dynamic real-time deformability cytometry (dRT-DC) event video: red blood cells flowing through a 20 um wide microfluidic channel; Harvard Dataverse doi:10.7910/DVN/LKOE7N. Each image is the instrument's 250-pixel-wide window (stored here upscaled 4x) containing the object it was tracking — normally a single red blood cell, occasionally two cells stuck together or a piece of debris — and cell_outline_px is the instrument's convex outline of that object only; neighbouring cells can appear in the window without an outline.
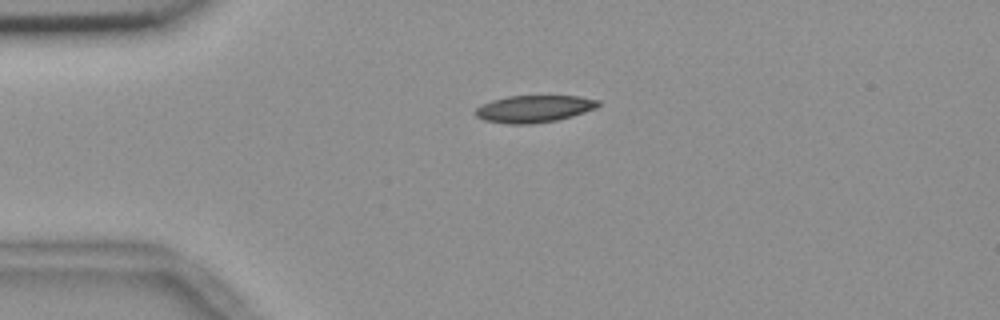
{"species": "common noctule bat (a hibernating species)", "species_latin": "Nyctalus noctula", "temperature_condition": "room temperature", "stored_images_in_passage": 43, "camera_frame_rate_fps": 3000, "um_per_image_px": 0.085, "animal": {"sex": "female", "body_mass_g": 18.4}, "frame": {"image": 1, "passage_image": 1, "time_ms": 0.0, "image_size_px": [1000, 320], "cell_outline_px": [[600, 104], [596, 108], [572, 116], [556, 120], [532, 124], [508, 124], [484, 120], [476, 116], [476, 108], [492, 100], [508, 96], [580, 96], [600, 100]], "centroid_in_image_um": [45.42, 9.25], "position_along_channel_um": 39.6, "area_um2": 19.31}}
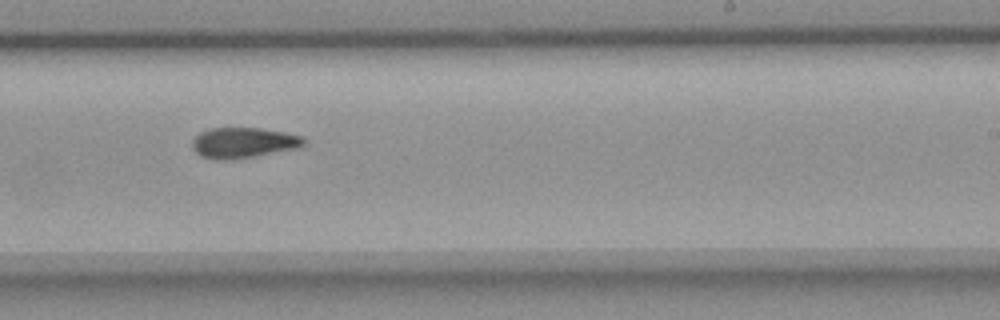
{"frame": {"image": 2, "passage_image": 22, "time_ms": 7.0, "image_size_px": [1000, 320], "cell_outline_px": [[304, 144], [296, 148], [252, 156], [224, 160], [216, 160], [200, 156], [192, 148], [192, 140], [200, 132], [208, 128], [260, 128], [284, 132], [304, 136]], "centroid_in_image_um": [20.64, 12.12], "position_along_channel_um": 268.4, "area_um2": 19.65}}
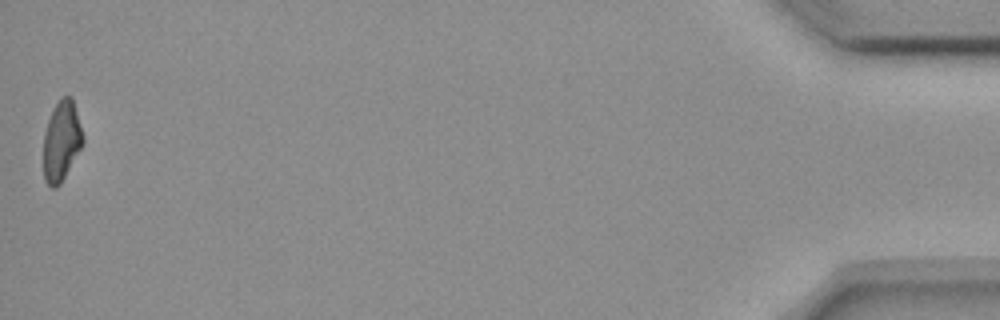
{"frame": {"image": 3, "passage_image": 43, "time_ms": 14.0, "image_size_px": [1000, 320], "cell_outline_px": [[84, 144], [60, 184], [56, 188], [52, 188], [44, 180], [44, 132], [48, 120], [60, 96], [72, 96], [84, 136]], "centroid_in_image_um": [5.25, 11.98], "position_along_channel_um": 430.0, "area_um2": 18.5}, "authors_computed_cell_mechanics": {"area_um2": 19.7098, "velocity_mm_per_s": 3.6796, "shape_relaxation_time_tau1_ms": 8.2256, "shape_relaxation_time_tau2_ms": null, "deformation_change_tau1": 0.2044, "deformation_change_tau2": null}}